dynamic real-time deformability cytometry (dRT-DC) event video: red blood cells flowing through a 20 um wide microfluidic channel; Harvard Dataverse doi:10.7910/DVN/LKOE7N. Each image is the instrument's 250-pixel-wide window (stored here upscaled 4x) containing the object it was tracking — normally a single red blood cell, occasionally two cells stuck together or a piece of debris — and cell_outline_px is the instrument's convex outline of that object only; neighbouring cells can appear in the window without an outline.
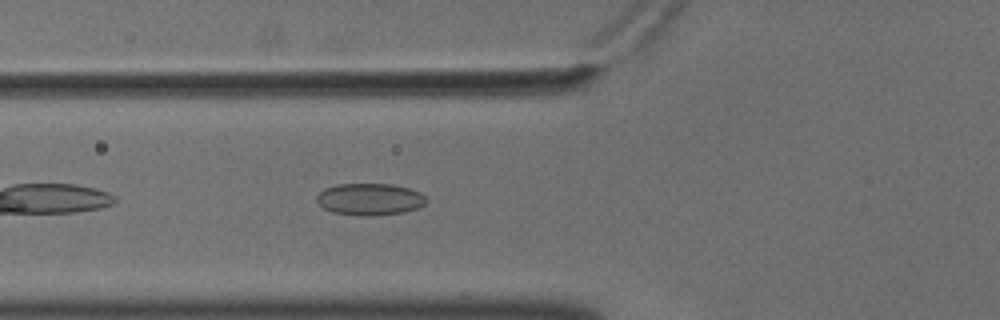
{"species": "common noctule bat (a hibernating species)", "species_latin": "Nyctalus noctula", "temperature_condition": "cold", "stored_images_in_passage": 40, "camera_frame_rate_fps": 3000, "um_per_image_px": 0.085, "animal": {"sex": "male", "body_mass_g": 18.8}, "frame": {"image": 1, "passage_image": 5, "time_ms": 1.333, "image_size_px": [1000, 320], "cell_outline_px": [[428, 200], [424, 204], [416, 208], [400, 212], [372, 216], [360, 216], [332, 212], [324, 208], [316, 200], [316, 196], [324, 188], [336, 184], [392, 184], [408, 188], [420, 192]], "centroid_in_image_um": [31.4, 16.93], "position_along_channel_um": 94.4, "area_um2": 20.29}}
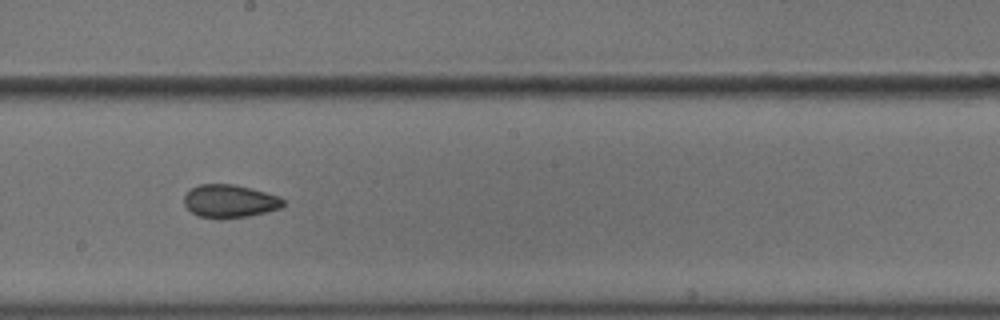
{"frame": {"image": 2, "passage_image": 16, "time_ms": 5.0, "image_size_px": [1000, 320], "cell_outline_px": [[284, 204], [280, 208], [248, 216], [200, 216], [192, 212], [184, 204], [184, 196], [192, 188], [200, 184], [232, 184], [280, 196], [284, 200]], "centroid_in_image_um": [19.54, 17.06], "position_along_channel_um": 228.7, "area_um2": 18.26}}
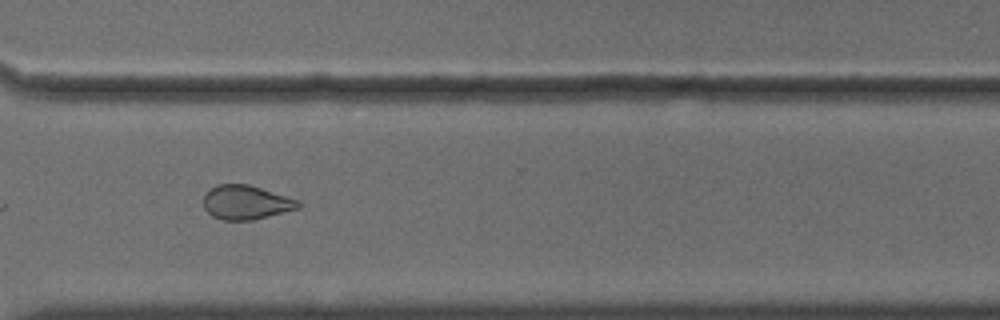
{"frame": {"image": 3, "passage_image": 26, "time_ms": 8.333, "image_size_px": [1000, 320], "cell_outline_px": [[300, 208], [252, 220], [224, 220], [212, 216], [204, 208], [204, 192], [208, 188], [216, 184], [248, 184], [300, 200]], "centroid_in_image_um": [20.89, 17.19], "position_along_channel_um": 349.7, "area_um2": 18.96}, "authors_computed_cell_mechanics": {"area_um2": 19.5364, "velocity_mm_per_s": 3.6369, "shape_relaxation_time_tau1_ms": null, "shape_relaxation_time_tau2_ms": 3.7353, "deformation_change_tau1": null, "deformation_change_tau2": 0.0961}}